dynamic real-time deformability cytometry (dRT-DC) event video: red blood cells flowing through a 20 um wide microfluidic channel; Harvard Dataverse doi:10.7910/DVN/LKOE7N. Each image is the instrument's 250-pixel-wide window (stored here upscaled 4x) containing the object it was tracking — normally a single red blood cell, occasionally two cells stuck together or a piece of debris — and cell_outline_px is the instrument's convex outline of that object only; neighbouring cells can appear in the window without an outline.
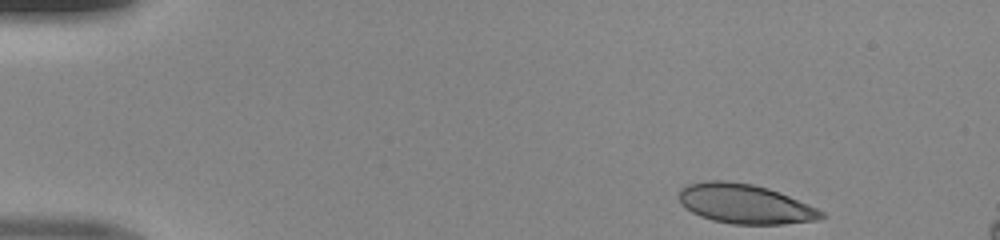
{"species": "human", "species_latin": "Homo sapiens", "temperature_condition": "room temperature", "stored_images_in_passage": 44, "camera_frame_rate_fps": 3000, "um_per_image_px": 0.085, "donor": {"sex": "male"}, "frame": {"image": 1, "passage_image": 1, "time_ms": 0.0, "image_size_px": [1000, 240], "cell_outline_px": [[828, 216], [820, 220], [784, 224], [732, 224], [712, 220], [700, 216], [692, 212], [680, 204], [680, 188], [688, 184], [708, 180], [724, 180], [752, 184], [768, 188], [788, 196], [816, 208], [824, 212]], "centroid_in_image_um": [63.32, 17.34], "position_along_channel_um": 21.7, "area_um2": 32.77}}
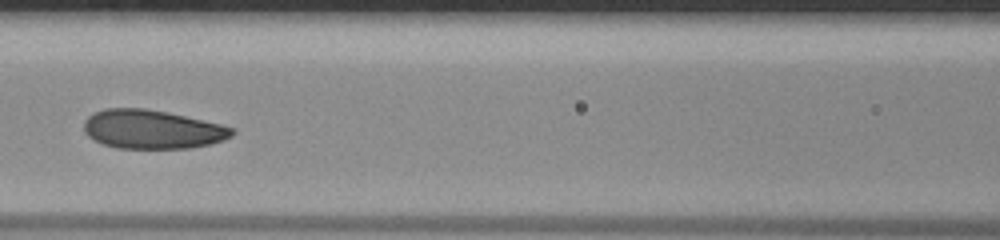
{"frame": {"image": 2, "passage_image": 18, "time_ms": 5.667, "image_size_px": [1000, 240], "cell_outline_px": [[236, 132], [232, 136], [224, 140], [192, 148], [116, 148], [104, 144], [88, 136], [84, 132], [84, 120], [92, 112], [104, 108], [144, 108], [168, 112], [220, 124], [236, 128]], "centroid_in_image_um": [12.93, 10.98], "position_along_channel_um": 153.7, "area_um2": 33.7}}
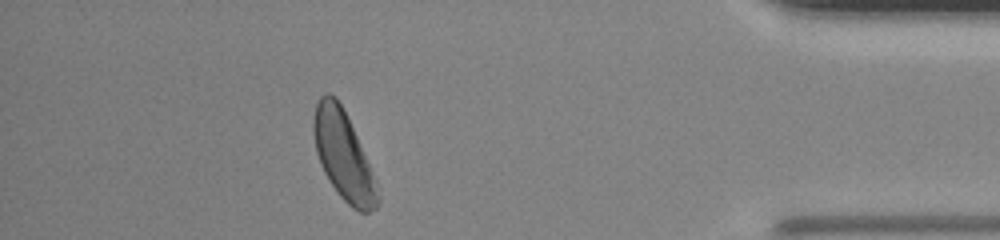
{"frame": {"image": 3, "passage_image": 39, "time_ms": 12.667, "image_size_px": [1000, 240], "cell_outline_px": [[380, 200], [376, 208], [368, 212], [360, 212], [352, 208], [340, 196], [328, 180], [320, 164], [316, 152], [312, 132], [312, 120], [316, 104], [320, 96], [324, 92], [328, 92], [336, 96], [356, 136], [376, 180]], "centroid_in_image_um": [29.16, 13.23], "position_along_channel_um": 406.0, "area_um2": 32.83}}